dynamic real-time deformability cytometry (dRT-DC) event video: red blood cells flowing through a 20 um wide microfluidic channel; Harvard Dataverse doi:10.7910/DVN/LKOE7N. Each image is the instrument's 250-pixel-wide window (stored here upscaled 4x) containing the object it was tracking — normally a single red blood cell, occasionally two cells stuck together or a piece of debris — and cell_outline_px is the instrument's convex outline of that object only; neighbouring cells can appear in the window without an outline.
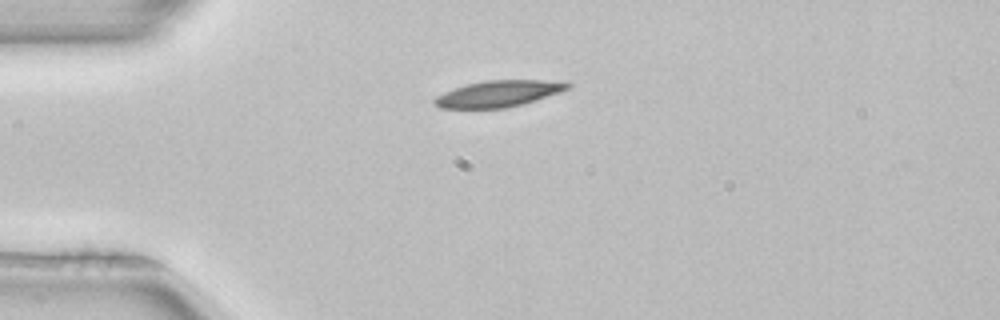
{"species": "common noctule bat (a hibernating species)", "species_latin": "Nyctalus noctula", "temperature_condition": "room temperature", "stored_images_in_passage": 40, "camera_frame_rate_fps": 3000, "um_per_image_px": 0.085, "animal": {"sex": "female", "body_mass_g": 22.7, "forearm_length_mm": 54.2}, "frame": {"image": 1, "passage_image": 1, "time_ms": 0.0, "image_size_px": [1000, 320], "cell_outline_px": [[572, 84], [568, 88], [560, 92], [536, 100], [504, 108], [440, 108], [432, 104], [432, 100], [436, 96], [444, 92], [468, 84], [484, 80], [560, 80]], "centroid_in_image_um": [42.37, 7.95], "position_along_channel_um": 42.6, "area_um2": 20.4}}
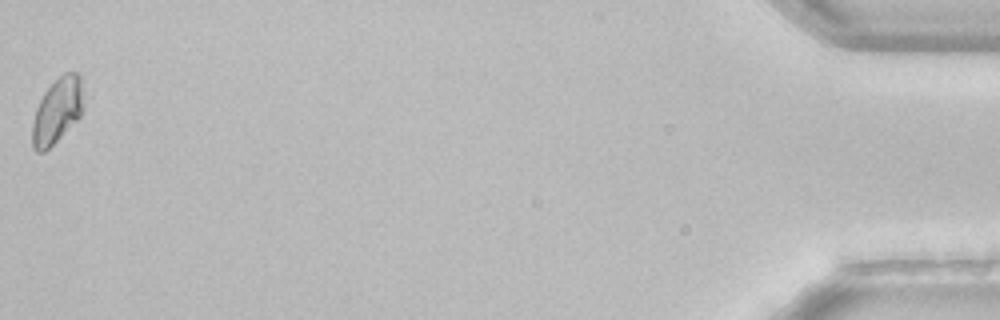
{"frame": {"image": 2, "passage_image": 40, "time_ms": 13.0, "image_size_px": [1000, 320], "cell_outline_px": [[84, 104], [80, 116], [44, 152], [36, 152], [32, 148], [32, 124], [36, 108], [44, 92], [64, 72], [76, 72], [80, 76]], "centroid_in_image_um": [4.85, 9.4], "position_along_channel_um": 430.3, "area_um2": 19.19}, "authors_computed_cell_mechanics": {"area_um2": 19.8832, "velocity_mm_per_s": 3.9451, "shape_relaxation_time_tau1_ms": 1.7215, "shape_relaxation_time_tau2_ms": null, "deformation_change_tau1": 0.0768, "deformation_change_tau2": null}}